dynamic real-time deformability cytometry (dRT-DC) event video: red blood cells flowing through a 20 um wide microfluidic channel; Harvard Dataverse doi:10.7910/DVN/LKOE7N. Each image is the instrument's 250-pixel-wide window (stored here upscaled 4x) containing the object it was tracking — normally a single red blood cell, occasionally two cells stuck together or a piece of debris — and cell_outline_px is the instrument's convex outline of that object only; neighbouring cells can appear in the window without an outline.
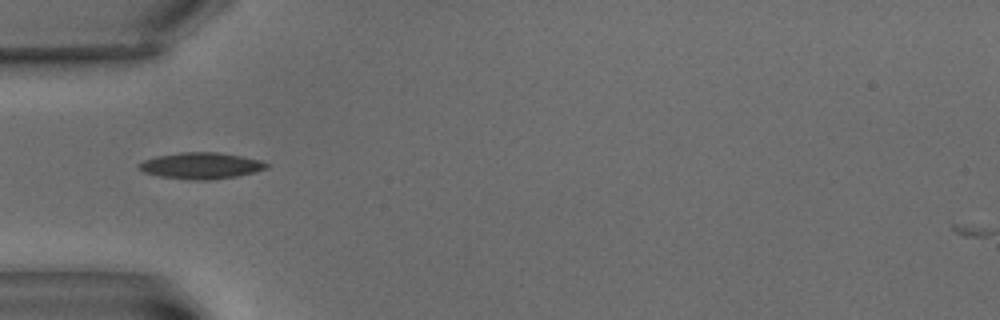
{"species": "common noctule bat (a hibernating species)", "species_latin": "Nyctalus noctula", "temperature_condition": "warm", "stored_images_in_passage": 3, "camera_frame_rate_fps": 3000, "um_per_image_px": 0.085, "animal": {"sex": "male", "body_mass_g": 15.6}, "frame": {"image": 1, "passage_image": 1, "time_ms": 0.0, "image_size_px": [1000, 320], "cell_outline_px": [[268, 168], [236, 176], [208, 180], [192, 180], [160, 176], [144, 172], [136, 164], [144, 160], [156, 156], [180, 152], [216, 152], [240, 156], [260, 160], [268, 164]], "centroid_in_image_um": [17.05, 14.08], "position_along_channel_um": 67.9, "area_um2": 19.36}}
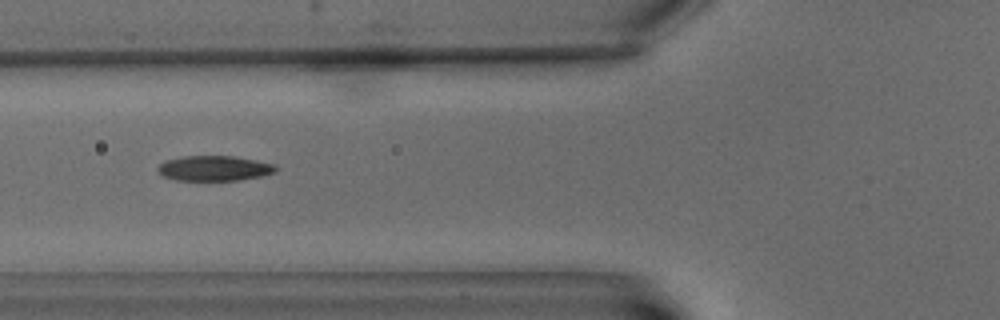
{"frame": {"image": 2, "passage_image": 2, "time_ms": 1.333, "image_size_px": [1000, 320], "cell_outline_px": [[280, 168], [276, 172], [264, 176], [236, 180], [176, 180], [164, 176], [156, 168], [164, 160], [184, 156], [232, 156], [256, 160], [276, 164]], "centroid_in_image_um": [18.27, 14.3], "position_along_channel_um": 107.5, "area_um2": 17.4}}